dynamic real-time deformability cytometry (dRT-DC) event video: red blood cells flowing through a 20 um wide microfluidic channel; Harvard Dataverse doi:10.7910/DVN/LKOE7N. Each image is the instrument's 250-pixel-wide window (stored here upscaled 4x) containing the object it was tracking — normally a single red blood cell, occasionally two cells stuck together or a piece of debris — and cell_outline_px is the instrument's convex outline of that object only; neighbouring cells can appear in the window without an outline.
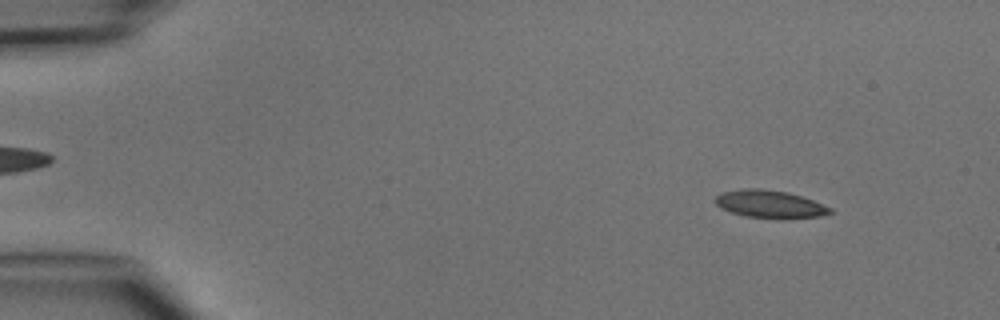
{"species": "common noctule bat (a hibernating species)", "species_latin": "Nyctalus noctula", "temperature_condition": "cold", "stored_images_in_passage": 5, "camera_frame_rate_fps": 3000, "um_per_image_px": 0.085, "animal": {"sex": "male", "body_mass_g": 15.6}, "frame": {"image": 1, "passage_image": 1, "time_ms": 0.0, "image_size_px": [1000, 320], "cell_outline_px": [[832, 212], [820, 216], [780, 220], [744, 216], [720, 208], [712, 200], [720, 192], [740, 188], [760, 188], [788, 192], [812, 200], [832, 208]], "centroid_in_image_um": [65.39, 17.36], "position_along_channel_um": 19.6, "area_um2": 18.96}}
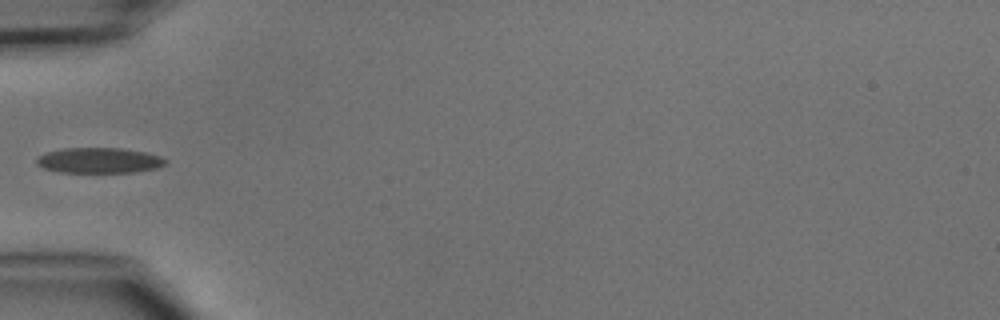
{"frame": {"image": 2, "passage_image": 4, "time_ms": 3.667, "image_size_px": [1000, 320], "cell_outline_px": [[168, 160], [164, 164], [156, 168], [136, 172], [56, 172], [44, 168], [36, 164], [36, 160], [44, 152], [64, 148], [120, 148], [144, 152], [160, 156]], "centroid_in_image_um": [8.4, 13.63], "position_along_channel_um": 76.6, "area_um2": 19.07}}